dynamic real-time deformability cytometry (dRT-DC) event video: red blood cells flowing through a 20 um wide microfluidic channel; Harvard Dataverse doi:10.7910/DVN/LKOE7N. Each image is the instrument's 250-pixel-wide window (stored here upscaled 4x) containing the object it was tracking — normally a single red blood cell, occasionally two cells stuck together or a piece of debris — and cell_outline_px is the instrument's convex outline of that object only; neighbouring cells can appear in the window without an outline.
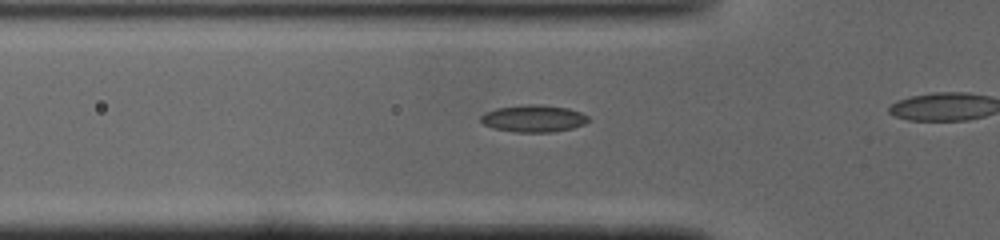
{"species": "common noctule bat (a hibernating species)", "species_latin": "Nyctalus noctula", "temperature_condition": "cold", "stored_images_in_passage": 34, "camera_frame_rate_fps": 3000, "um_per_image_px": 0.085, "animal": {"sex": "male", "body_mass_g": 19.0, "forearm_length_mm": 50.8}, "frame": {"image": 1, "passage_image": 12, "time_ms": 3.667, "image_size_px": [1000, 240], "cell_outline_px": [[592, 120], [584, 124], [572, 128], [552, 132], [516, 132], [492, 128], [484, 124], [480, 120], [480, 116], [484, 112], [496, 108], [528, 104], [536, 104], [568, 108], [580, 112], [588, 116]], "centroid_in_image_um": [45.35, 10.07], "position_along_channel_um": 80.5, "area_um2": 17.05}}
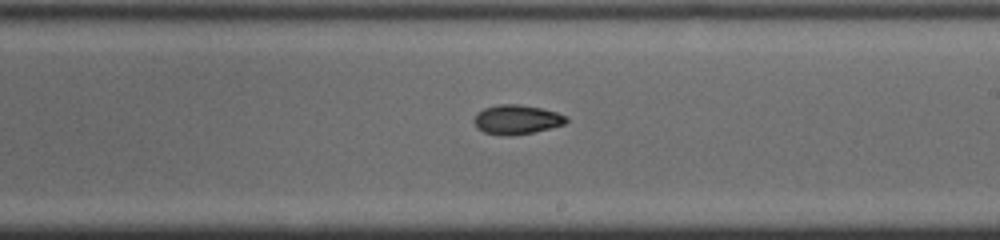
{"frame": {"image": 2, "passage_image": 24, "time_ms": 7.667, "image_size_px": [1000, 240], "cell_outline_px": [[568, 120], [564, 124], [532, 132], [508, 136], [500, 136], [484, 132], [476, 128], [472, 120], [476, 112], [484, 108], [500, 104], [516, 104], [540, 108], [556, 112], [568, 116]], "centroid_in_image_um": [43.86, 10.16], "position_along_channel_um": 245.1, "area_um2": 15.84}}
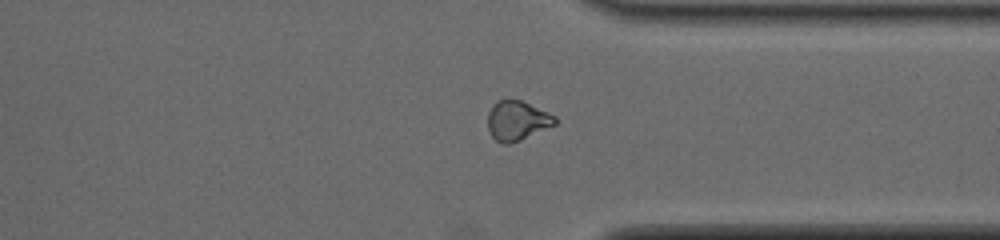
{"frame": {"image": 3, "passage_image": 33, "time_ms": 10.667, "image_size_px": [1000, 240], "cell_outline_px": [[556, 124], [520, 140], [508, 144], [504, 144], [496, 140], [492, 136], [488, 128], [488, 112], [492, 104], [496, 100], [520, 100], [548, 112], [556, 116]], "centroid_in_image_um": [43.94, 10.24], "position_along_channel_um": 367.5, "area_um2": 15.37}}